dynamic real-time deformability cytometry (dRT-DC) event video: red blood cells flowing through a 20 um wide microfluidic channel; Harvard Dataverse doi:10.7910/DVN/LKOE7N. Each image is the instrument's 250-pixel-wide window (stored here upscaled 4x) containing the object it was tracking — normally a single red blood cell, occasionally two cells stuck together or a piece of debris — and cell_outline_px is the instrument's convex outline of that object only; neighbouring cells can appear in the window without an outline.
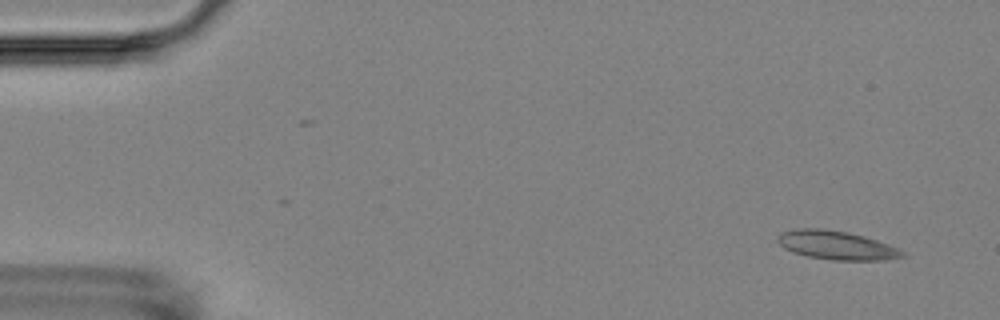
{"species": "Egyptian fruit bat (a non-hibernating species)", "species_latin": "Rousettus aegyptiacus", "temperature_condition": "room temperature", "stored_images_in_passage": 4, "camera_frame_rate_fps": 3000, "um_per_image_px": 0.085, "animal": {"sex": "female"}, "frame": {"image": 1, "passage_image": 1, "time_ms": 0.0, "image_size_px": [1000, 320], "cell_outline_px": [[908, 256], [888, 260], [832, 260], [808, 256], [792, 252], [784, 248], [776, 240], [776, 236], [780, 232], [796, 228], [824, 228], [848, 232], [864, 236], [888, 244], [904, 252]], "centroid_in_image_um": [71.08, 20.84], "position_along_channel_um": 13.9, "area_um2": 21.1}}